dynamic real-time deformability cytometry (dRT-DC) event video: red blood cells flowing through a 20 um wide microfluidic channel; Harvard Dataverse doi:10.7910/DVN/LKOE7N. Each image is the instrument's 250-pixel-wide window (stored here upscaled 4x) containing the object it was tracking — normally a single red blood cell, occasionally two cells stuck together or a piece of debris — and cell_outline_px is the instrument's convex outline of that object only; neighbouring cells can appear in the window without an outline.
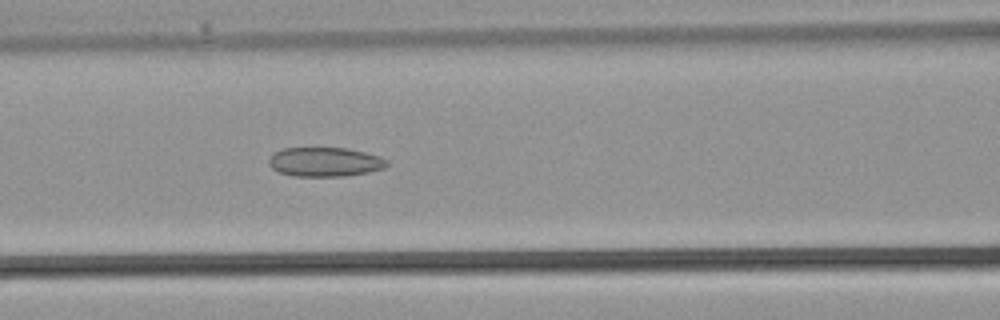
{"species": "common noctule bat (a hibernating species)", "species_latin": "Nyctalus noctula", "temperature_condition": "warm", "stored_images_in_passage": 29, "camera_frame_rate_fps": 3000, "um_per_image_px": 0.085, "animal": {"sex": "male", "body_mass_g": 21.5, "forearm_length_mm": 52.0}, "frame": {"image": 1, "passage_image": 14, "time_ms": 4.333, "image_size_px": [1000, 320], "cell_outline_px": [[388, 164], [384, 168], [368, 172], [344, 176], [292, 176], [280, 172], [272, 168], [268, 164], [268, 160], [276, 152], [284, 148], [348, 148], [380, 156], [388, 160]], "centroid_in_image_um": [27.63, 13.76], "position_along_channel_um": 139.0, "area_um2": 20.06}}
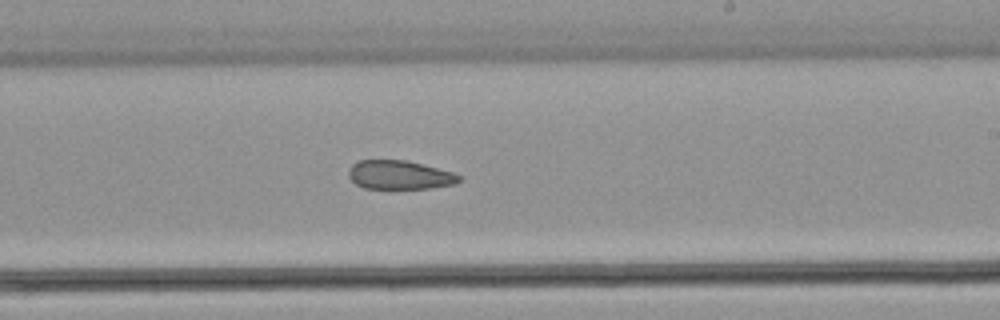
{"frame": {"image": 2, "passage_image": 20, "time_ms": 6.333, "image_size_px": [1000, 320], "cell_outline_px": [[464, 180], [456, 184], [428, 188], [364, 188], [356, 184], [348, 176], [348, 168], [356, 160], [408, 160], [452, 172], [464, 176]], "centroid_in_image_um": [33.99, 14.86], "position_along_channel_um": 255.0, "area_um2": 18.79}}
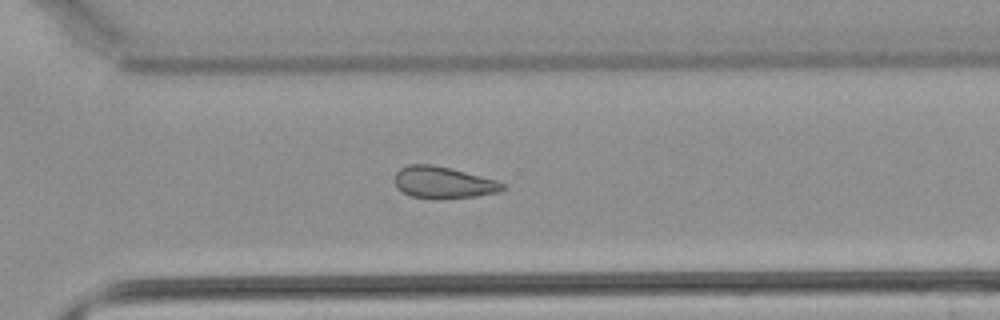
{"frame": {"image": 3, "passage_image": 24, "time_ms": 7.667, "image_size_px": [1000, 320], "cell_outline_px": [[508, 188], [500, 192], [476, 196], [412, 196], [396, 188], [396, 172], [400, 168], [408, 164], [432, 164], [452, 168], [496, 180], [508, 184]], "centroid_in_image_um": [37.75, 15.46], "position_along_channel_um": 332.9, "area_um2": 19.42}}